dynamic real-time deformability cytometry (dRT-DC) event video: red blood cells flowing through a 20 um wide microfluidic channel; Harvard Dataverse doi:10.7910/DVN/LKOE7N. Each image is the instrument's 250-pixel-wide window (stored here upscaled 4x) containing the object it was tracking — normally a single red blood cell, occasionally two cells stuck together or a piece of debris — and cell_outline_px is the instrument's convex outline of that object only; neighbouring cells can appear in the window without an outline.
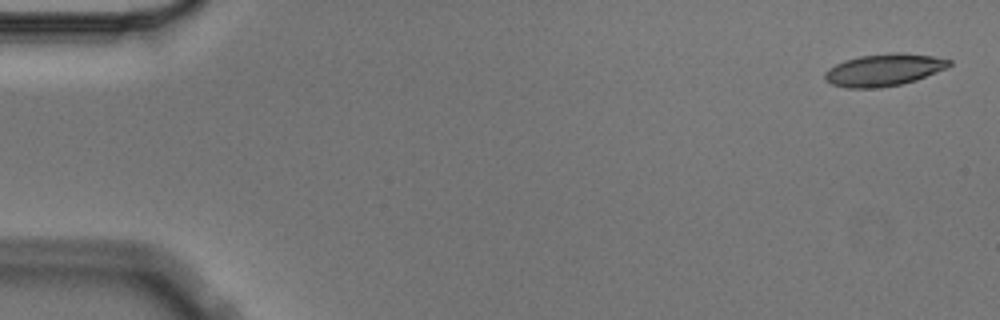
{"species": "Egyptian fruit bat (a non-hibernating species)", "species_latin": "Rousettus aegyptiacus", "temperature_condition": "cold", "stored_images_in_passage": 5, "camera_frame_rate_fps": 3000, "um_per_image_px": 0.085, "animal": {"sex": "male"}, "frame": {"image": 1, "passage_image": 1, "time_ms": 0.0, "image_size_px": [1000, 320], "cell_outline_px": [[952, 64], [948, 68], [916, 80], [900, 84], [880, 88], [844, 88], [832, 84], [824, 80], [824, 76], [828, 68], [844, 60], [860, 56], [900, 52], [932, 56], [952, 60]], "centroid_in_image_um": [75.13, 5.95], "position_along_channel_um": 9.9, "area_um2": 23.35}}
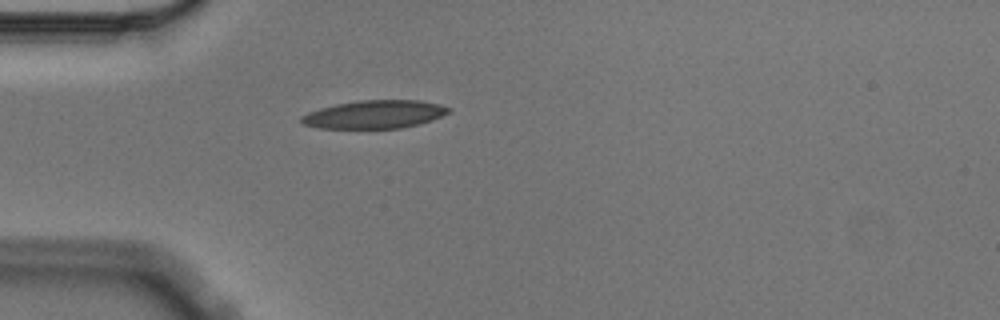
{"frame": {"image": 2, "passage_image": 5, "time_ms": 1.333, "image_size_px": [1000, 320], "cell_outline_px": [[452, 112], [432, 120], [400, 128], [316, 128], [304, 124], [300, 120], [300, 116], [308, 112], [320, 108], [336, 104], [360, 100], [420, 100], [452, 108]], "centroid_in_image_um": [31.83, 9.72], "position_along_channel_um": 53.2, "area_um2": 24.1}}